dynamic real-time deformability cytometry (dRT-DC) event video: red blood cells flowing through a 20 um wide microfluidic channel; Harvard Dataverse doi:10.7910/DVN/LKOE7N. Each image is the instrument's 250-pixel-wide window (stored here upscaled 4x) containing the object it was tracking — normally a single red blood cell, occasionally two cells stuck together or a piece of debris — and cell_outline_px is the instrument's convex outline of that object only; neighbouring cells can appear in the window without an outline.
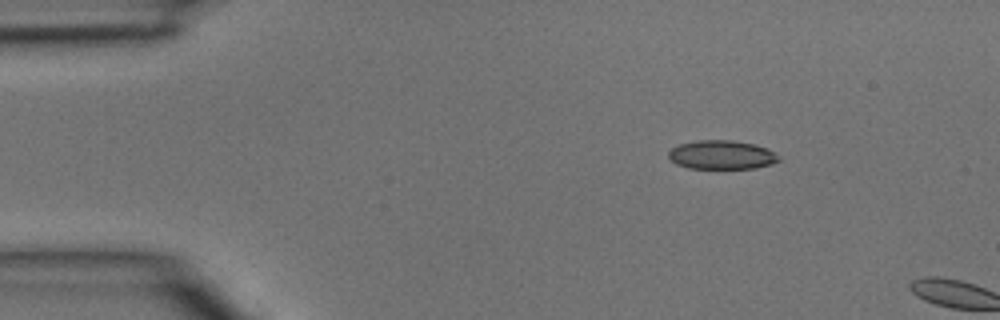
{"species": "common noctule bat (a hibernating species)", "species_latin": "Nyctalus noctula", "temperature_condition": "room temperature", "stored_images_in_passage": 2, "camera_frame_rate_fps": 3000, "um_per_image_px": 0.085, "animal": {"sex": "male", "body_mass_g": 15.6}, "frame": {"image": 1, "passage_image": 1, "time_ms": 0.0, "image_size_px": [1000, 320], "cell_outline_px": [[780, 160], [772, 164], [756, 168], [688, 168], [676, 164], [668, 156], [668, 152], [672, 148], [680, 144], [696, 140], [732, 140], [752, 144], [768, 148], [780, 156]], "centroid_in_image_um": [61.36, 13.16], "position_along_channel_um": 23.6, "area_um2": 18.55}}